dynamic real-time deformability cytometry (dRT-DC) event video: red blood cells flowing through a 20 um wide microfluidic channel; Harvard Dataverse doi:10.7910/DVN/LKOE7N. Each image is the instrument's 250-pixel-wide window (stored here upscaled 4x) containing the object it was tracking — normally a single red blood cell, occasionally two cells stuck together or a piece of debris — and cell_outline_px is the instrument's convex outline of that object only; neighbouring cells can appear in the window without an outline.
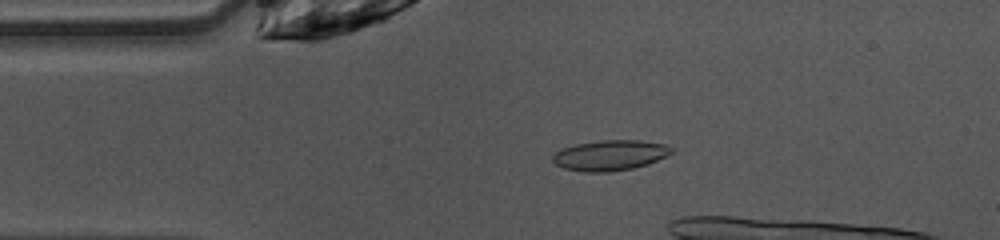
{"species": "common noctule bat (a hibernating species)", "species_latin": "Nyctalus noctula", "temperature_condition": "warm", "stored_images_in_passage": 15, "camera_frame_rate_fps": 3000, "um_per_image_px": 0.085, "animal": {"sex": "female", "body_mass_g": 10.0, "forearm_length_mm": 53.1}, "frame": {"image": 1, "passage_image": 9, "time_ms": 2.667, "image_size_px": [1000, 240], "cell_outline_px": [[672, 152], [648, 164], [632, 168], [608, 172], [584, 172], [564, 168], [556, 164], [552, 160], [552, 156], [560, 148], [576, 144], [600, 140], [640, 140], [664, 144], [672, 148]], "centroid_in_image_um": [51.81, 13.19], "position_along_channel_um": 33.2, "area_um2": 20.92}}